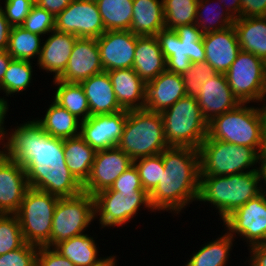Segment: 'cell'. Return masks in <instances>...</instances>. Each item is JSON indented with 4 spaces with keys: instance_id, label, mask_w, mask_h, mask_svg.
<instances>
[{
    "instance_id": "obj_1",
    "label": "cell",
    "mask_w": 266,
    "mask_h": 266,
    "mask_svg": "<svg viewBox=\"0 0 266 266\" xmlns=\"http://www.w3.org/2000/svg\"><path fill=\"white\" fill-rule=\"evenodd\" d=\"M6 129L5 155L25 169L29 187L59 198L72 197L83 191V185L67 167L64 139L46 133L33 118Z\"/></svg>"
},
{
    "instance_id": "obj_2",
    "label": "cell",
    "mask_w": 266,
    "mask_h": 266,
    "mask_svg": "<svg viewBox=\"0 0 266 266\" xmlns=\"http://www.w3.org/2000/svg\"><path fill=\"white\" fill-rule=\"evenodd\" d=\"M164 171L157 187L149 194L154 213L181 215L192 202H198L199 151L191 147L169 146L162 152ZM183 210V211H182Z\"/></svg>"
},
{
    "instance_id": "obj_3",
    "label": "cell",
    "mask_w": 266,
    "mask_h": 266,
    "mask_svg": "<svg viewBox=\"0 0 266 266\" xmlns=\"http://www.w3.org/2000/svg\"><path fill=\"white\" fill-rule=\"evenodd\" d=\"M264 183V170L229 176H200L198 201L211 204L210 208L217 210L221 222L259 195L265 189Z\"/></svg>"
},
{
    "instance_id": "obj_4",
    "label": "cell",
    "mask_w": 266,
    "mask_h": 266,
    "mask_svg": "<svg viewBox=\"0 0 266 266\" xmlns=\"http://www.w3.org/2000/svg\"><path fill=\"white\" fill-rule=\"evenodd\" d=\"M266 109L250 103H240L208 122L207 137L223 142L249 146L261 153L263 146V126Z\"/></svg>"
},
{
    "instance_id": "obj_5",
    "label": "cell",
    "mask_w": 266,
    "mask_h": 266,
    "mask_svg": "<svg viewBox=\"0 0 266 266\" xmlns=\"http://www.w3.org/2000/svg\"><path fill=\"white\" fill-rule=\"evenodd\" d=\"M117 147L133 160L163 152L169 145L161 114L146 109L127 110L126 122Z\"/></svg>"
},
{
    "instance_id": "obj_6",
    "label": "cell",
    "mask_w": 266,
    "mask_h": 266,
    "mask_svg": "<svg viewBox=\"0 0 266 266\" xmlns=\"http://www.w3.org/2000/svg\"><path fill=\"white\" fill-rule=\"evenodd\" d=\"M198 151L200 176H229L264 170L260 153L249 146L235 145L206 137Z\"/></svg>"
},
{
    "instance_id": "obj_7",
    "label": "cell",
    "mask_w": 266,
    "mask_h": 266,
    "mask_svg": "<svg viewBox=\"0 0 266 266\" xmlns=\"http://www.w3.org/2000/svg\"><path fill=\"white\" fill-rule=\"evenodd\" d=\"M169 146L199 149L208 133V122L195 97L184 96L160 113Z\"/></svg>"
},
{
    "instance_id": "obj_8",
    "label": "cell",
    "mask_w": 266,
    "mask_h": 266,
    "mask_svg": "<svg viewBox=\"0 0 266 266\" xmlns=\"http://www.w3.org/2000/svg\"><path fill=\"white\" fill-rule=\"evenodd\" d=\"M59 197L29 187L15 213L26 243L51 247L54 211Z\"/></svg>"
},
{
    "instance_id": "obj_9",
    "label": "cell",
    "mask_w": 266,
    "mask_h": 266,
    "mask_svg": "<svg viewBox=\"0 0 266 266\" xmlns=\"http://www.w3.org/2000/svg\"><path fill=\"white\" fill-rule=\"evenodd\" d=\"M202 37L203 33L196 24L161 30L156 38L166 59V70L182 75L192 63L205 62Z\"/></svg>"
},
{
    "instance_id": "obj_10",
    "label": "cell",
    "mask_w": 266,
    "mask_h": 266,
    "mask_svg": "<svg viewBox=\"0 0 266 266\" xmlns=\"http://www.w3.org/2000/svg\"><path fill=\"white\" fill-rule=\"evenodd\" d=\"M228 85L240 103L266 101V62L258 56L240 50L225 73Z\"/></svg>"
},
{
    "instance_id": "obj_11",
    "label": "cell",
    "mask_w": 266,
    "mask_h": 266,
    "mask_svg": "<svg viewBox=\"0 0 266 266\" xmlns=\"http://www.w3.org/2000/svg\"><path fill=\"white\" fill-rule=\"evenodd\" d=\"M140 208L154 212L147 192L101 191L94 195L95 220L99 222V229L124 227L138 213L141 214Z\"/></svg>"
},
{
    "instance_id": "obj_12",
    "label": "cell",
    "mask_w": 266,
    "mask_h": 266,
    "mask_svg": "<svg viewBox=\"0 0 266 266\" xmlns=\"http://www.w3.org/2000/svg\"><path fill=\"white\" fill-rule=\"evenodd\" d=\"M94 221V196L82 191L72 197L59 198L53 216L51 247L84 234Z\"/></svg>"
},
{
    "instance_id": "obj_13",
    "label": "cell",
    "mask_w": 266,
    "mask_h": 266,
    "mask_svg": "<svg viewBox=\"0 0 266 266\" xmlns=\"http://www.w3.org/2000/svg\"><path fill=\"white\" fill-rule=\"evenodd\" d=\"M222 227L236 240L240 237L248 248L266 242V189L235 209Z\"/></svg>"
},
{
    "instance_id": "obj_14",
    "label": "cell",
    "mask_w": 266,
    "mask_h": 266,
    "mask_svg": "<svg viewBox=\"0 0 266 266\" xmlns=\"http://www.w3.org/2000/svg\"><path fill=\"white\" fill-rule=\"evenodd\" d=\"M55 30L78 38L97 39L105 32V27L96 2L73 0L55 17Z\"/></svg>"
},
{
    "instance_id": "obj_15",
    "label": "cell",
    "mask_w": 266,
    "mask_h": 266,
    "mask_svg": "<svg viewBox=\"0 0 266 266\" xmlns=\"http://www.w3.org/2000/svg\"><path fill=\"white\" fill-rule=\"evenodd\" d=\"M132 165L133 159L118 147L96 151L90 175L83 184V192L94 196L109 189Z\"/></svg>"
},
{
    "instance_id": "obj_16",
    "label": "cell",
    "mask_w": 266,
    "mask_h": 266,
    "mask_svg": "<svg viewBox=\"0 0 266 266\" xmlns=\"http://www.w3.org/2000/svg\"><path fill=\"white\" fill-rule=\"evenodd\" d=\"M127 118V110L92 115L81 121L80 136L95 151L117 147Z\"/></svg>"
},
{
    "instance_id": "obj_17",
    "label": "cell",
    "mask_w": 266,
    "mask_h": 266,
    "mask_svg": "<svg viewBox=\"0 0 266 266\" xmlns=\"http://www.w3.org/2000/svg\"><path fill=\"white\" fill-rule=\"evenodd\" d=\"M104 71L132 68L137 36L130 30H109L97 38Z\"/></svg>"
},
{
    "instance_id": "obj_18",
    "label": "cell",
    "mask_w": 266,
    "mask_h": 266,
    "mask_svg": "<svg viewBox=\"0 0 266 266\" xmlns=\"http://www.w3.org/2000/svg\"><path fill=\"white\" fill-rule=\"evenodd\" d=\"M103 71L97 39L78 38L74 44L66 69L57 80L80 83Z\"/></svg>"
},
{
    "instance_id": "obj_19",
    "label": "cell",
    "mask_w": 266,
    "mask_h": 266,
    "mask_svg": "<svg viewBox=\"0 0 266 266\" xmlns=\"http://www.w3.org/2000/svg\"><path fill=\"white\" fill-rule=\"evenodd\" d=\"M28 188L23 166L4 154L0 158V213L15 214Z\"/></svg>"
},
{
    "instance_id": "obj_20",
    "label": "cell",
    "mask_w": 266,
    "mask_h": 266,
    "mask_svg": "<svg viewBox=\"0 0 266 266\" xmlns=\"http://www.w3.org/2000/svg\"><path fill=\"white\" fill-rule=\"evenodd\" d=\"M196 99L207 122L240 104L223 73H216L204 82Z\"/></svg>"
},
{
    "instance_id": "obj_21",
    "label": "cell",
    "mask_w": 266,
    "mask_h": 266,
    "mask_svg": "<svg viewBox=\"0 0 266 266\" xmlns=\"http://www.w3.org/2000/svg\"><path fill=\"white\" fill-rule=\"evenodd\" d=\"M46 37L43 38L45 42H42L40 55L35 65L39 70L52 74L53 79H57L66 69L78 37L56 30L51 31Z\"/></svg>"
},
{
    "instance_id": "obj_22",
    "label": "cell",
    "mask_w": 266,
    "mask_h": 266,
    "mask_svg": "<svg viewBox=\"0 0 266 266\" xmlns=\"http://www.w3.org/2000/svg\"><path fill=\"white\" fill-rule=\"evenodd\" d=\"M202 42L205 49V61L217 73L225 74L241 50L234 26L222 31L203 34Z\"/></svg>"
},
{
    "instance_id": "obj_23",
    "label": "cell",
    "mask_w": 266,
    "mask_h": 266,
    "mask_svg": "<svg viewBox=\"0 0 266 266\" xmlns=\"http://www.w3.org/2000/svg\"><path fill=\"white\" fill-rule=\"evenodd\" d=\"M186 96L181 74L164 71L146 83L144 109L161 113Z\"/></svg>"
},
{
    "instance_id": "obj_24",
    "label": "cell",
    "mask_w": 266,
    "mask_h": 266,
    "mask_svg": "<svg viewBox=\"0 0 266 266\" xmlns=\"http://www.w3.org/2000/svg\"><path fill=\"white\" fill-rule=\"evenodd\" d=\"M119 105L125 110L144 109L146 83L133 68L107 71Z\"/></svg>"
},
{
    "instance_id": "obj_25",
    "label": "cell",
    "mask_w": 266,
    "mask_h": 266,
    "mask_svg": "<svg viewBox=\"0 0 266 266\" xmlns=\"http://www.w3.org/2000/svg\"><path fill=\"white\" fill-rule=\"evenodd\" d=\"M88 100L90 116L113 114L122 111L107 71L95 74L80 82Z\"/></svg>"
},
{
    "instance_id": "obj_26",
    "label": "cell",
    "mask_w": 266,
    "mask_h": 266,
    "mask_svg": "<svg viewBox=\"0 0 266 266\" xmlns=\"http://www.w3.org/2000/svg\"><path fill=\"white\" fill-rule=\"evenodd\" d=\"M132 68L145 83L166 71V59L156 36H137Z\"/></svg>"
},
{
    "instance_id": "obj_27",
    "label": "cell",
    "mask_w": 266,
    "mask_h": 266,
    "mask_svg": "<svg viewBox=\"0 0 266 266\" xmlns=\"http://www.w3.org/2000/svg\"><path fill=\"white\" fill-rule=\"evenodd\" d=\"M165 29L163 0H133L130 31L136 36H156Z\"/></svg>"
},
{
    "instance_id": "obj_28",
    "label": "cell",
    "mask_w": 266,
    "mask_h": 266,
    "mask_svg": "<svg viewBox=\"0 0 266 266\" xmlns=\"http://www.w3.org/2000/svg\"><path fill=\"white\" fill-rule=\"evenodd\" d=\"M234 241L223 228L221 235L201 245L198 251H193L182 266H228L232 249L236 246Z\"/></svg>"
},
{
    "instance_id": "obj_29",
    "label": "cell",
    "mask_w": 266,
    "mask_h": 266,
    "mask_svg": "<svg viewBox=\"0 0 266 266\" xmlns=\"http://www.w3.org/2000/svg\"><path fill=\"white\" fill-rule=\"evenodd\" d=\"M46 113L35 120L42 126L43 130L55 138L68 139L80 135L81 120L61 107L53 99Z\"/></svg>"
},
{
    "instance_id": "obj_30",
    "label": "cell",
    "mask_w": 266,
    "mask_h": 266,
    "mask_svg": "<svg viewBox=\"0 0 266 266\" xmlns=\"http://www.w3.org/2000/svg\"><path fill=\"white\" fill-rule=\"evenodd\" d=\"M233 26L240 49L266 62V17L238 18Z\"/></svg>"
},
{
    "instance_id": "obj_31",
    "label": "cell",
    "mask_w": 266,
    "mask_h": 266,
    "mask_svg": "<svg viewBox=\"0 0 266 266\" xmlns=\"http://www.w3.org/2000/svg\"><path fill=\"white\" fill-rule=\"evenodd\" d=\"M63 151L67 167L83 185L90 175L96 151L80 135L64 139Z\"/></svg>"
},
{
    "instance_id": "obj_32",
    "label": "cell",
    "mask_w": 266,
    "mask_h": 266,
    "mask_svg": "<svg viewBox=\"0 0 266 266\" xmlns=\"http://www.w3.org/2000/svg\"><path fill=\"white\" fill-rule=\"evenodd\" d=\"M97 237L84 233L61 241L53 248L75 266H91L102 258L96 242L98 240H95Z\"/></svg>"
},
{
    "instance_id": "obj_33",
    "label": "cell",
    "mask_w": 266,
    "mask_h": 266,
    "mask_svg": "<svg viewBox=\"0 0 266 266\" xmlns=\"http://www.w3.org/2000/svg\"><path fill=\"white\" fill-rule=\"evenodd\" d=\"M51 83L56 89L51 99L81 121L90 117L88 100L80 83L64 82L57 79H53Z\"/></svg>"
},
{
    "instance_id": "obj_34",
    "label": "cell",
    "mask_w": 266,
    "mask_h": 266,
    "mask_svg": "<svg viewBox=\"0 0 266 266\" xmlns=\"http://www.w3.org/2000/svg\"><path fill=\"white\" fill-rule=\"evenodd\" d=\"M32 61L12 59L4 74L3 80L0 84V94L3 92V98L5 103H8L6 97L14 98L16 94H22L33 84L34 67ZM12 95V96H11Z\"/></svg>"
},
{
    "instance_id": "obj_35",
    "label": "cell",
    "mask_w": 266,
    "mask_h": 266,
    "mask_svg": "<svg viewBox=\"0 0 266 266\" xmlns=\"http://www.w3.org/2000/svg\"><path fill=\"white\" fill-rule=\"evenodd\" d=\"M234 23L235 19L219 0L198 1L195 24L203 34L222 31L233 26Z\"/></svg>"
},
{
    "instance_id": "obj_36",
    "label": "cell",
    "mask_w": 266,
    "mask_h": 266,
    "mask_svg": "<svg viewBox=\"0 0 266 266\" xmlns=\"http://www.w3.org/2000/svg\"><path fill=\"white\" fill-rule=\"evenodd\" d=\"M43 38L21 26H13L9 35L7 52L13 59L33 62L39 58Z\"/></svg>"
},
{
    "instance_id": "obj_37",
    "label": "cell",
    "mask_w": 266,
    "mask_h": 266,
    "mask_svg": "<svg viewBox=\"0 0 266 266\" xmlns=\"http://www.w3.org/2000/svg\"><path fill=\"white\" fill-rule=\"evenodd\" d=\"M105 31L130 30L133 15V0H98Z\"/></svg>"
},
{
    "instance_id": "obj_38",
    "label": "cell",
    "mask_w": 266,
    "mask_h": 266,
    "mask_svg": "<svg viewBox=\"0 0 266 266\" xmlns=\"http://www.w3.org/2000/svg\"><path fill=\"white\" fill-rule=\"evenodd\" d=\"M199 0H163L165 28L174 30L178 26L195 24Z\"/></svg>"
},
{
    "instance_id": "obj_39",
    "label": "cell",
    "mask_w": 266,
    "mask_h": 266,
    "mask_svg": "<svg viewBox=\"0 0 266 266\" xmlns=\"http://www.w3.org/2000/svg\"><path fill=\"white\" fill-rule=\"evenodd\" d=\"M138 170L143 189L150 194L161 180L164 164L162 152L158 155L141 157L133 160Z\"/></svg>"
},
{
    "instance_id": "obj_40",
    "label": "cell",
    "mask_w": 266,
    "mask_h": 266,
    "mask_svg": "<svg viewBox=\"0 0 266 266\" xmlns=\"http://www.w3.org/2000/svg\"><path fill=\"white\" fill-rule=\"evenodd\" d=\"M16 214L0 215V255L18 249L25 244Z\"/></svg>"
},
{
    "instance_id": "obj_41",
    "label": "cell",
    "mask_w": 266,
    "mask_h": 266,
    "mask_svg": "<svg viewBox=\"0 0 266 266\" xmlns=\"http://www.w3.org/2000/svg\"><path fill=\"white\" fill-rule=\"evenodd\" d=\"M217 72L208 62H195L182 74L186 96L197 97L204 82Z\"/></svg>"
},
{
    "instance_id": "obj_42",
    "label": "cell",
    "mask_w": 266,
    "mask_h": 266,
    "mask_svg": "<svg viewBox=\"0 0 266 266\" xmlns=\"http://www.w3.org/2000/svg\"><path fill=\"white\" fill-rule=\"evenodd\" d=\"M20 26L31 33L44 37L55 30V17L35 4Z\"/></svg>"
},
{
    "instance_id": "obj_43",
    "label": "cell",
    "mask_w": 266,
    "mask_h": 266,
    "mask_svg": "<svg viewBox=\"0 0 266 266\" xmlns=\"http://www.w3.org/2000/svg\"><path fill=\"white\" fill-rule=\"evenodd\" d=\"M39 247L25 243L22 247L0 255V266H36Z\"/></svg>"
},
{
    "instance_id": "obj_44",
    "label": "cell",
    "mask_w": 266,
    "mask_h": 266,
    "mask_svg": "<svg viewBox=\"0 0 266 266\" xmlns=\"http://www.w3.org/2000/svg\"><path fill=\"white\" fill-rule=\"evenodd\" d=\"M0 10L12 26H20L29 15L35 0H0ZM1 4L3 6H1Z\"/></svg>"
},
{
    "instance_id": "obj_45",
    "label": "cell",
    "mask_w": 266,
    "mask_h": 266,
    "mask_svg": "<svg viewBox=\"0 0 266 266\" xmlns=\"http://www.w3.org/2000/svg\"><path fill=\"white\" fill-rule=\"evenodd\" d=\"M103 191H132V192H146L141 184L139 173L133 164L125 170L112 184L109 189Z\"/></svg>"
},
{
    "instance_id": "obj_46",
    "label": "cell",
    "mask_w": 266,
    "mask_h": 266,
    "mask_svg": "<svg viewBox=\"0 0 266 266\" xmlns=\"http://www.w3.org/2000/svg\"><path fill=\"white\" fill-rule=\"evenodd\" d=\"M36 266H75L70 260L59 254L53 247H39Z\"/></svg>"
},
{
    "instance_id": "obj_47",
    "label": "cell",
    "mask_w": 266,
    "mask_h": 266,
    "mask_svg": "<svg viewBox=\"0 0 266 266\" xmlns=\"http://www.w3.org/2000/svg\"><path fill=\"white\" fill-rule=\"evenodd\" d=\"M240 1V18L266 17V0Z\"/></svg>"
},
{
    "instance_id": "obj_48",
    "label": "cell",
    "mask_w": 266,
    "mask_h": 266,
    "mask_svg": "<svg viewBox=\"0 0 266 266\" xmlns=\"http://www.w3.org/2000/svg\"><path fill=\"white\" fill-rule=\"evenodd\" d=\"M247 249L250 256L247 257L245 264L248 262V266H266V242Z\"/></svg>"
},
{
    "instance_id": "obj_49",
    "label": "cell",
    "mask_w": 266,
    "mask_h": 266,
    "mask_svg": "<svg viewBox=\"0 0 266 266\" xmlns=\"http://www.w3.org/2000/svg\"><path fill=\"white\" fill-rule=\"evenodd\" d=\"M73 0H35V4L51 13L54 17L60 14Z\"/></svg>"
},
{
    "instance_id": "obj_50",
    "label": "cell",
    "mask_w": 266,
    "mask_h": 266,
    "mask_svg": "<svg viewBox=\"0 0 266 266\" xmlns=\"http://www.w3.org/2000/svg\"><path fill=\"white\" fill-rule=\"evenodd\" d=\"M12 27L13 26L8 22L3 12L0 10V51L7 50Z\"/></svg>"
},
{
    "instance_id": "obj_51",
    "label": "cell",
    "mask_w": 266,
    "mask_h": 266,
    "mask_svg": "<svg viewBox=\"0 0 266 266\" xmlns=\"http://www.w3.org/2000/svg\"><path fill=\"white\" fill-rule=\"evenodd\" d=\"M219 2L225 7L227 12L234 19L240 18V5H241L240 0H219Z\"/></svg>"
},
{
    "instance_id": "obj_52",
    "label": "cell",
    "mask_w": 266,
    "mask_h": 266,
    "mask_svg": "<svg viewBox=\"0 0 266 266\" xmlns=\"http://www.w3.org/2000/svg\"><path fill=\"white\" fill-rule=\"evenodd\" d=\"M12 59L13 58L8 54L7 50L0 51V84L3 80L7 67Z\"/></svg>"
},
{
    "instance_id": "obj_53",
    "label": "cell",
    "mask_w": 266,
    "mask_h": 266,
    "mask_svg": "<svg viewBox=\"0 0 266 266\" xmlns=\"http://www.w3.org/2000/svg\"><path fill=\"white\" fill-rule=\"evenodd\" d=\"M2 96H0V131H6V125L7 122H5V120L7 119L6 116H8L9 112V107L10 105H8L7 103H5L2 99Z\"/></svg>"
},
{
    "instance_id": "obj_54",
    "label": "cell",
    "mask_w": 266,
    "mask_h": 266,
    "mask_svg": "<svg viewBox=\"0 0 266 266\" xmlns=\"http://www.w3.org/2000/svg\"><path fill=\"white\" fill-rule=\"evenodd\" d=\"M118 258L116 255H110V256H103L102 258H100L97 262H95L93 265L91 266H118L117 262H118Z\"/></svg>"
},
{
    "instance_id": "obj_55",
    "label": "cell",
    "mask_w": 266,
    "mask_h": 266,
    "mask_svg": "<svg viewBox=\"0 0 266 266\" xmlns=\"http://www.w3.org/2000/svg\"><path fill=\"white\" fill-rule=\"evenodd\" d=\"M261 157V165L264 169L266 167V113H265V120H264V126H263V146L260 153Z\"/></svg>"
},
{
    "instance_id": "obj_56",
    "label": "cell",
    "mask_w": 266,
    "mask_h": 266,
    "mask_svg": "<svg viewBox=\"0 0 266 266\" xmlns=\"http://www.w3.org/2000/svg\"><path fill=\"white\" fill-rule=\"evenodd\" d=\"M5 135H6V131H0V158L5 154Z\"/></svg>"
},
{
    "instance_id": "obj_57",
    "label": "cell",
    "mask_w": 266,
    "mask_h": 266,
    "mask_svg": "<svg viewBox=\"0 0 266 266\" xmlns=\"http://www.w3.org/2000/svg\"><path fill=\"white\" fill-rule=\"evenodd\" d=\"M264 181H265V183H264L265 185L264 186L266 187V167L264 168Z\"/></svg>"
}]
</instances>
